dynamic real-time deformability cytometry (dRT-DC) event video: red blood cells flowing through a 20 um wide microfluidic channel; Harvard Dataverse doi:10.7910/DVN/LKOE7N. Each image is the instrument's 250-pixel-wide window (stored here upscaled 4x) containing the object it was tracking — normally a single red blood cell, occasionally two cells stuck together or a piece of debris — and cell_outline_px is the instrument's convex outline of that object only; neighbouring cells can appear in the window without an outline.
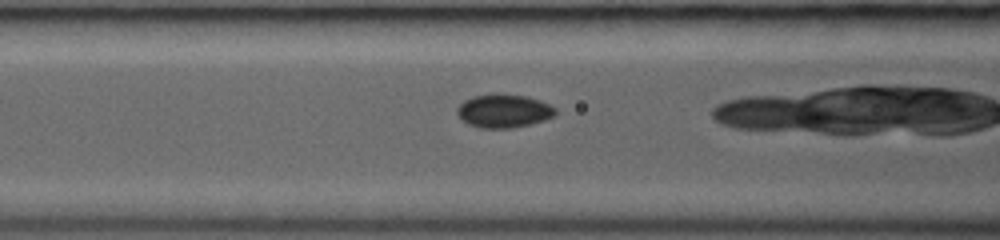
{"species": "common noctule bat (a hibernating species)", "species_latin": "Nyctalus noctula", "temperature_condition": "room temperature", "stored_images_in_passage": 17, "camera_frame_rate_fps": 3000, "um_per_image_px": 0.085, "animal": {"sex": "female", "body_mass_g": 19.0, "forearm_length_mm": 53.3}, "frame": {"image": 1, "passage_image": 15, "time_ms": 4.667, "image_size_px": [1000, 240], "cell_outline_px": [[556, 116], [532, 124], [512, 128], [480, 128], [468, 124], [456, 112], [456, 108], [464, 100], [472, 96], [496, 92], [524, 96], [540, 100], [556, 108]], "centroid_in_image_um": [42.82, 9.42], "position_along_channel_um": 123.8, "area_um2": 19.42}}